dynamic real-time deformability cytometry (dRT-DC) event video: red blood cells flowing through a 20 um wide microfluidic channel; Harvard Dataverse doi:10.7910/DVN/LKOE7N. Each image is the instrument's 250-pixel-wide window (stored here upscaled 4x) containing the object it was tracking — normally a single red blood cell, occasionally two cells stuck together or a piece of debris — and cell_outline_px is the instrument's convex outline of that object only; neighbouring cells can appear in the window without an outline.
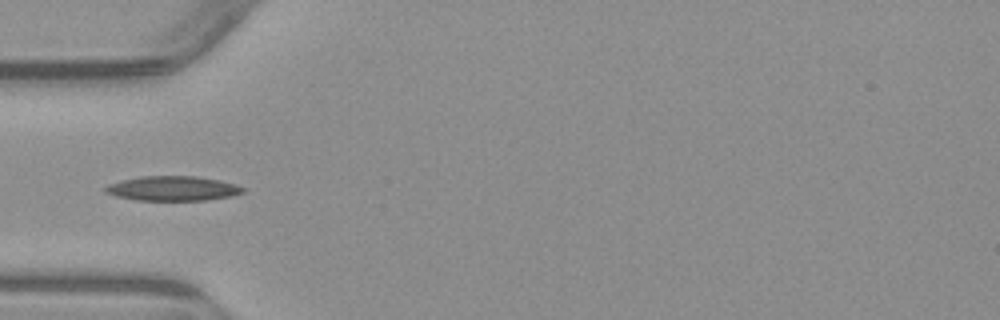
{"species": "common noctule bat (a hibernating species)", "species_latin": "Nyctalus noctula", "temperature_condition": "warm", "stored_images_in_passage": 2, "camera_frame_rate_fps": 3000, "um_per_image_px": 0.085, "animal": {"sex": "male", "body_mass_g": 23.1, "forearm_length_mm": 52.7}, "frame": {"image": 1, "passage_image": 2, "time_ms": 1.0, "image_size_px": [1000, 320], "cell_outline_px": [[248, 188], [244, 192], [232, 196], [208, 200], [136, 200], [116, 196], [104, 192], [104, 188], [108, 184], [140, 176], [196, 176], [220, 180], [236, 184]], "centroid_in_image_um": [14.73, 16.02], "position_along_channel_um": 70.3, "area_um2": 19.88}}